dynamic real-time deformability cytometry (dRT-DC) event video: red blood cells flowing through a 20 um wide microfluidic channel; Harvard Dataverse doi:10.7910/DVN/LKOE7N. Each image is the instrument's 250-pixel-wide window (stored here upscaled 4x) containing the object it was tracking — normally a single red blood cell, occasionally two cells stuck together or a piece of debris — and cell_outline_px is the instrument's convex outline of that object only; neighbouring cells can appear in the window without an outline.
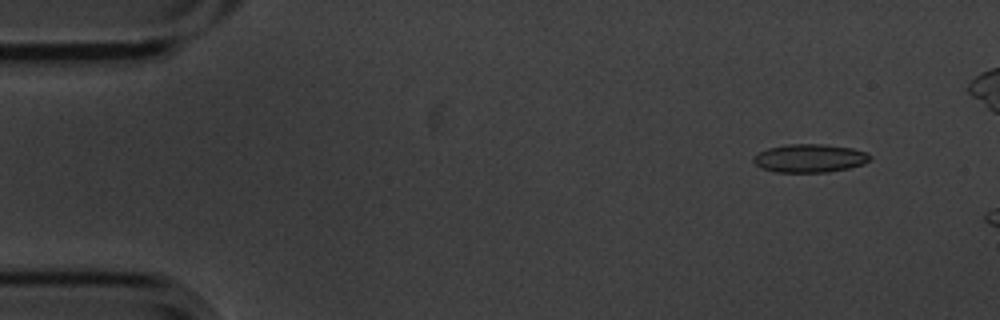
{"species": "common noctule bat (a hibernating species)", "species_latin": "Nyctalus noctula", "temperature_condition": "cold", "stored_images_in_passage": 4, "camera_frame_rate_fps": 3000, "um_per_image_px": 0.085, "animal": {"sex": "male", "body_mass_g": 20.1, "forearm_length_mm": 53.5}, "frame": {"image": 1, "passage_image": 2, "time_ms": 0.333, "image_size_px": [1000, 320], "cell_outline_px": [[872, 156], [864, 164], [848, 168], [828, 172], [776, 172], [764, 168], [756, 164], [752, 160], [752, 156], [768, 148], [788, 144], [824, 144], [852, 148], [868, 152]], "centroid_in_image_um": [68.85, 13.44], "position_along_channel_um": 16.2, "area_um2": 19.19}}